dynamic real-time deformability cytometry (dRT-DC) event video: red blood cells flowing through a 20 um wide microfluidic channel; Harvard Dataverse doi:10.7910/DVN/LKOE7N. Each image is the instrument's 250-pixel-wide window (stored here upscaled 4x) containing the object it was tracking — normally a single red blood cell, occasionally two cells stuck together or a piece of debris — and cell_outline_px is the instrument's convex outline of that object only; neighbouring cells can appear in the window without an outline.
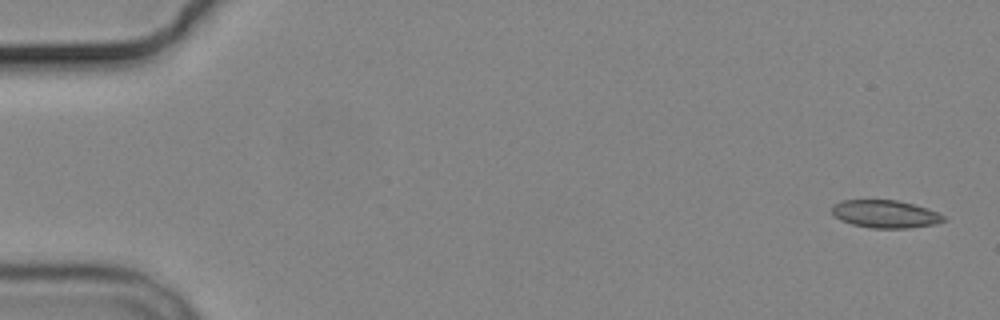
{"species": "common noctule bat (a hibernating species)", "species_latin": "Nyctalus noctula", "temperature_condition": "cold", "stored_images_in_passage": 5, "camera_frame_rate_fps": 3000, "um_per_image_px": 0.085, "animal": {"sex": "male", "body_mass_g": 19.2, "forearm_length_mm": 51.8}, "frame": {"image": 1, "passage_image": 1, "time_ms": 0.0, "image_size_px": [1000, 320], "cell_outline_px": [[948, 220], [936, 224], [908, 228], [872, 228], [852, 224], [840, 220], [832, 212], [832, 204], [840, 200], [896, 200], [928, 208], [944, 216]], "centroid_in_image_um": [75.25, 18.19], "position_along_channel_um": 9.8, "area_um2": 18.09}}